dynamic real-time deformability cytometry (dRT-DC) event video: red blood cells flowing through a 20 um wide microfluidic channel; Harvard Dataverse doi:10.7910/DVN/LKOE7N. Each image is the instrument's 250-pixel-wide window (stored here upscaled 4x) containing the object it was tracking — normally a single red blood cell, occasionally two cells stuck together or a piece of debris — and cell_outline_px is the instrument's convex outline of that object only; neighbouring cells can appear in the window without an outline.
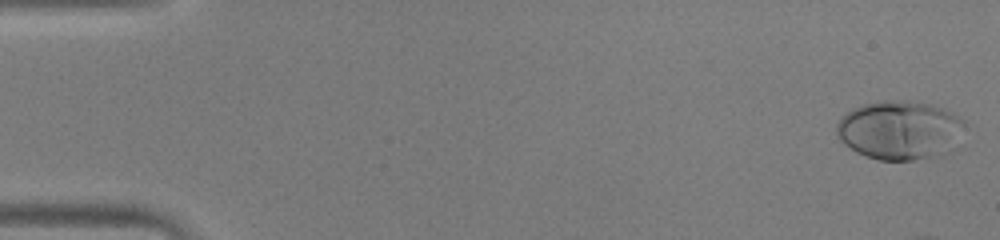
{"species": "human", "species_latin": "Homo sapiens", "temperature_condition": "warm", "stored_images_in_passage": 13, "camera_frame_rate_fps": 3000, "um_per_image_px": 0.085, "donor": {"sex": "male"}, "frame": {"image": 1, "passage_image": 1, "time_ms": 0.0, "image_size_px": [1000, 240], "cell_outline_px": [[964, 124], [932, 156], [912, 160], [880, 160], [856, 152], [844, 144], [840, 140], [836, 132], [836, 124], [848, 112], [864, 104], [900, 100], [908, 100], [928, 104], [944, 108], [964, 120]], "centroid_in_image_um": [76.3, 11.02], "position_along_channel_um": 8.7, "area_um2": 41.62}}